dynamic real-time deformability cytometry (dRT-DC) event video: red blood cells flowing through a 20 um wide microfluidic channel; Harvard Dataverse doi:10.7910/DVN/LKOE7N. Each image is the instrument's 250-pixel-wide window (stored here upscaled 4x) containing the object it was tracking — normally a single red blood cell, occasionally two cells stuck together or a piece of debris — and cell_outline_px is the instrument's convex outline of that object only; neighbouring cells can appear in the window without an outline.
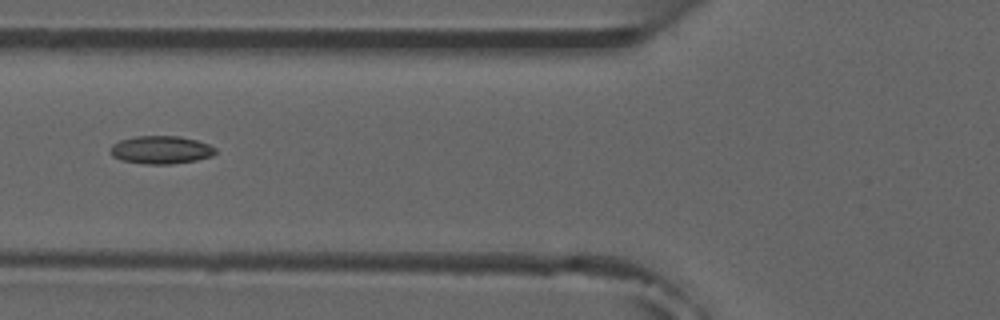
{"species": "common noctule bat (a hibernating species)", "species_latin": "Nyctalus noctula", "temperature_condition": "room temperature", "stored_images_in_passage": 6, "camera_frame_rate_fps": 3000, "um_per_image_px": 0.085, "animal": {"sex": "male", "forearm_length_mm": 52.5}, "frame": {"image": 1, "passage_image": 5, "time_ms": 4.667, "image_size_px": [1000, 320], "cell_outline_px": [[216, 152], [212, 156], [196, 160], [172, 164], [148, 164], [124, 160], [112, 156], [112, 144], [120, 140], [136, 136], [180, 136], [196, 140], [208, 144], [216, 148]], "centroid_in_image_um": [13.72, 12.73], "position_along_channel_um": 112.1, "area_um2": 16.94}}
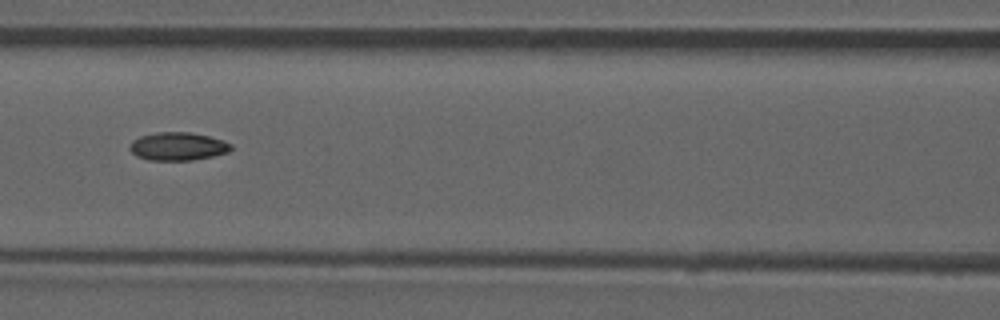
{"frame": {"image": 2, "passage_image": 6, "time_ms": 5.667, "image_size_px": [1000, 320], "cell_outline_px": [[232, 148], [228, 152], [212, 156], [192, 160], [148, 160], [136, 156], [128, 148], [132, 140], [140, 136], [156, 132], [188, 132], [208, 136], [224, 140], [232, 144]], "centroid_in_image_um": [15.1, 12.44], "position_along_channel_um": 151.5, "area_um2": 16.65}}